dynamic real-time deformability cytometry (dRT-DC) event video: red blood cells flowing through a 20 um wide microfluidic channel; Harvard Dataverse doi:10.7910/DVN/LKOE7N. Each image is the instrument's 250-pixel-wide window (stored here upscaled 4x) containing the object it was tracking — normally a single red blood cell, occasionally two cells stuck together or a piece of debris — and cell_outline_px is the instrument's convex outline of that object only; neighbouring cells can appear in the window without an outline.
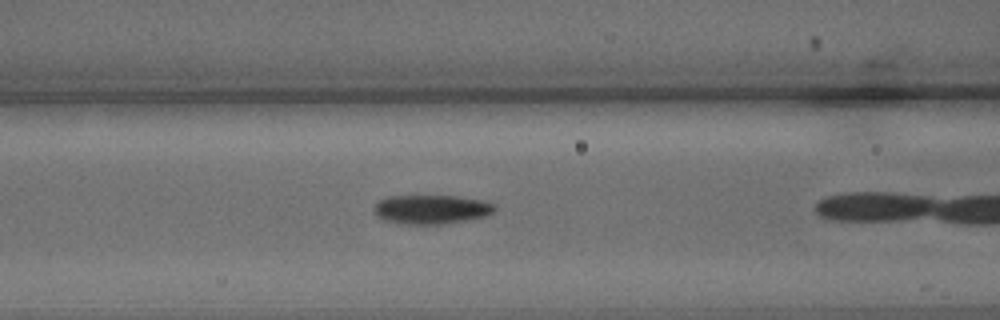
{"species": "common noctule bat (a hibernating species)", "species_latin": "Nyctalus noctula", "temperature_condition": "warm", "stored_images_in_passage": 13, "camera_frame_rate_fps": 3000, "um_per_image_px": 0.085, "animal": {"sex": "male", "body_mass_g": 15.6}, "frame": {"image": 1, "passage_image": 6, "time_ms": 1.667, "image_size_px": [1000, 320], "cell_outline_px": [[496, 208], [488, 216], [468, 220], [440, 224], [408, 224], [384, 220], [376, 216], [376, 204], [380, 200], [388, 196], [456, 196], [484, 200], [496, 204]], "centroid_in_image_um": [36.73, 17.79], "position_along_channel_um": 129.9, "area_um2": 20.4}}